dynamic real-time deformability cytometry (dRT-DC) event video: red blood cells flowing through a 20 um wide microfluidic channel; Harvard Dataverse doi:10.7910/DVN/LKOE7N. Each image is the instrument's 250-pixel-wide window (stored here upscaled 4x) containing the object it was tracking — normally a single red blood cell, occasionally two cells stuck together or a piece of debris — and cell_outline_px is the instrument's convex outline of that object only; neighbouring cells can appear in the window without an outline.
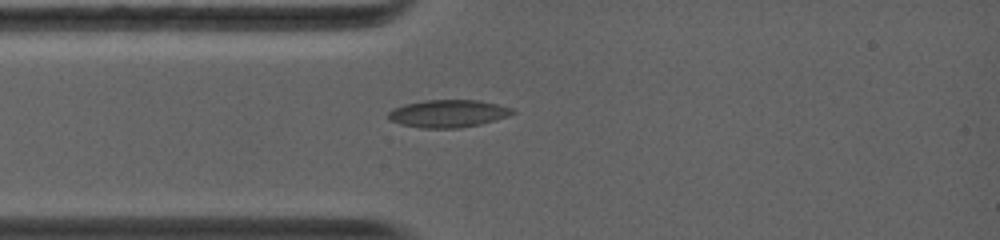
{"species": "common noctule bat (a hibernating species)", "species_latin": "Nyctalus noctula", "temperature_condition": "warm", "stored_images_in_passage": 3, "camera_frame_rate_fps": 5000, "um_per_image_px": 0.085, "animal": {"sex": "female", "body_mass_g": 19.0, "forearm_length_mm": 56.7}, "frame": {"image": 1, "passage_image": 3, "time_ms": 2.0, "image_size_px": [1000, 240], "cell_outline_px": [[516, 112], [508, 116], [480, 124], [456, 128], [424, 128], [400, 124], [388, 120], [388, 112], [392, 108], [404, 104], [424, 100], [480, 100], [512, 108]], "centroid_in_image_um": [38.05, 9.64], "position_along_channel_um": 47.0, "area_um2": 19.94}}